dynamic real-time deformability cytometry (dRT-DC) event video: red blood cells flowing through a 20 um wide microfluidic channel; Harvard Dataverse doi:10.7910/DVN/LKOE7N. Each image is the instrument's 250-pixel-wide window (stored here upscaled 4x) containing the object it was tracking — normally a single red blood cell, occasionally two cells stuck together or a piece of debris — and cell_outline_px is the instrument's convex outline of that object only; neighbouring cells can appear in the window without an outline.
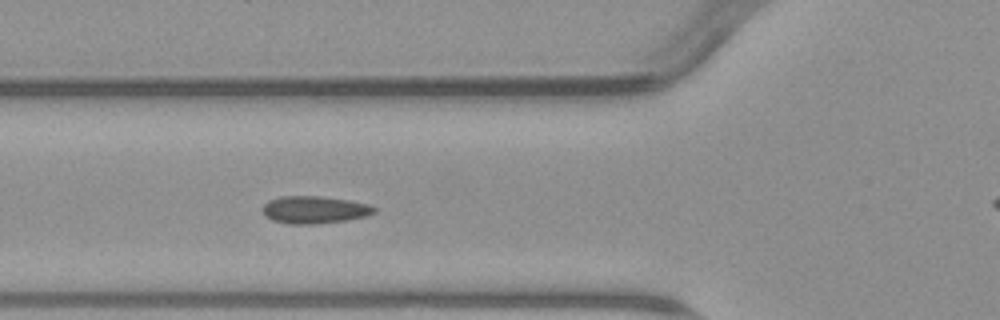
{"species": "common noctule bat (a hibernating species)", "species_latin": "Nyctalus noctula", "temperature_condition": "warm", "stored_images_in_passage": 6, "segment_of_instrument_passage": [1, 2], "camera_frame_rate_fps": 3000, "um_per_image_px": 0.085, "animal": {"sex": "male", "body_mass_g": 23.1, "forearm_length_mm": 52.7}, "frame": {"image": 1, "passage_image": 5, "time_ms": 4.667, "image_size_px": [1000, 320], "cell_outline_px": [[376, 212], [368, 216], [348, 220], [316, 224], [292, 224], [272, 220], [264, 216], [260, 208], [268, 200], [280, 196], [320, 196], [348, 200], [368, 204], [376, 208]], "centroid_in_image_um": [26.7, 17.83], "position_along_channel_um": 99.1, "area_um2": 18.09}}